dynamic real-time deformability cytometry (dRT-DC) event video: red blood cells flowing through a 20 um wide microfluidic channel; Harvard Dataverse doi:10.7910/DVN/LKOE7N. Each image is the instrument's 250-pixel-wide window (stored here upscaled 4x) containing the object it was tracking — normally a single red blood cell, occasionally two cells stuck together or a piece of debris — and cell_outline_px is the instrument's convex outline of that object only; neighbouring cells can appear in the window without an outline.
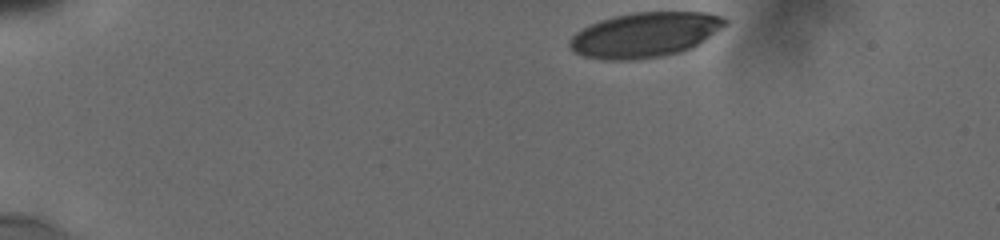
{"species": "human", "species_latin": "Homo sapiens", "temperature_condition": "cold", "stored_images_in_passage": 40, "camera_frame_rate_fps": 3000, "um_per_image_px": 0.085, "donor": {"sex": "male"}, "frame": {"image": 1, "passage_image": 1, "time_ms": 0.0, "image_size_px": [1000, 240], "cell_outline_px": [[728, 24], [696, 44], [688, 48], [676, 52], [660, 56], [628, 60], [604, 60], [584, 56], [576, 52], [568, 44], [568, 40], [576, 32], [600, 20], [632, 12], [708, 12], [720, 16], [728, 20]], "centroid_in_image_um": [54.8, 2.94], "position_along_channel_um": 30.2, "area_um2": 40.06}}
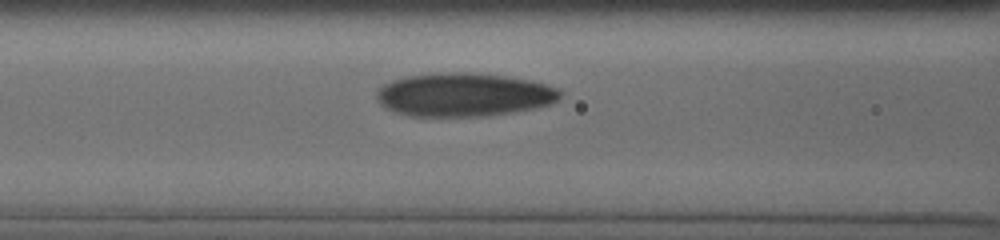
{"frame": {"image": 2, "passage_image": 27, "time_ms": 5.0, "image_size_px": [1000, 240], "cell_outline_px": [[560, 96], [552, 104], [536, 108], [488, 116], [408, 116], [396, 112], [380, 104], [376, 100], [376, 92], [384, 84], [392, 80], [408, 76], [432, 72], [476, 72], [504, 76], [528, 80], [560, 88]], "centroid_in_image_um": [39.41, 8.04], "position_along_channel_um": 127.2, "area_um2": 46.76}}
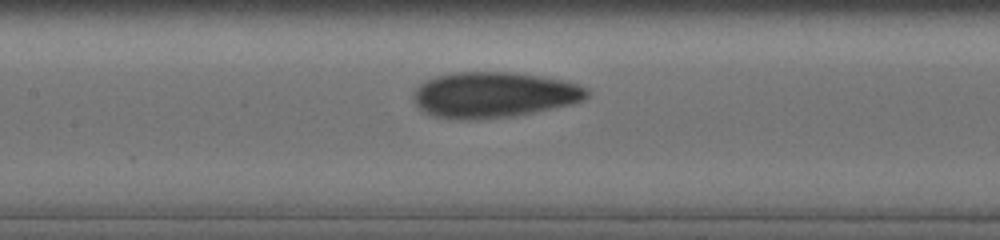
{"frame": {"image": 3, "passage_image": 34, "time_ms": 6.0, "image_size_px": [1000, 240], "cell_outline_px": [[588, 96], [580, 100], [568, 104], [532, 112], [512, 116], [476, 120], [436, 116], [420, 108], [416, 104], [412, 96], [412, 92], [420, 84], [436, 76], [456, 72], [512, 72], [544, 76], [564, 80], [588, 88]], "centroid_in_image_um": [41.97, 8.04], "position_along_channel_um": 165.4, "area_um2": 45.66}}